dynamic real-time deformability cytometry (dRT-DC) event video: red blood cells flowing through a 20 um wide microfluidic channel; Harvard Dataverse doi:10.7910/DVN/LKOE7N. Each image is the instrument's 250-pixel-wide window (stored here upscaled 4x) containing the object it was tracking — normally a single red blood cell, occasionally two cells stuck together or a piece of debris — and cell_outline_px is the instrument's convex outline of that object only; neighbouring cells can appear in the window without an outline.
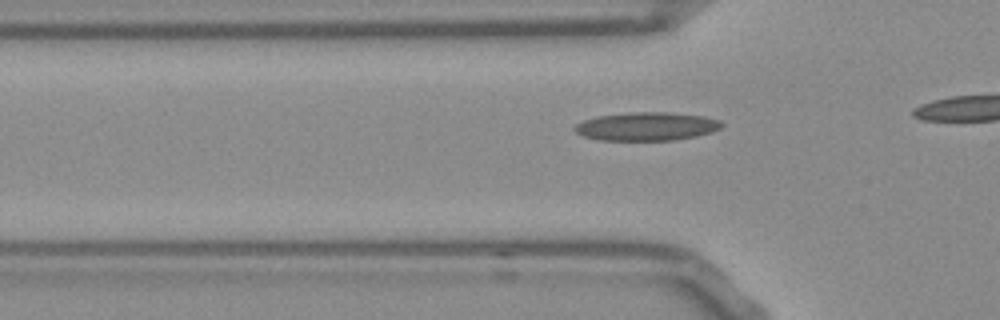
{"species": "Egyptian fruit bat (a non-hibernating species)", "species_latin": "Rousettus aegyptiacus", "temperature_condition": "room temperature", "stored_images_in_passage": 18, "camera_frame_rate_fps": 3000, "um_per_image_px": 0.085, "frame": {"image": 1, "passage_image": 12, "time_ms": 3.667, "image_size_px": [1000, 320], "cell_outline_px": [[724, 124], [720, 128], [712, 132], [696, 136], [672, 140], [600, 140], [580, 136], [572, 128], [576, 124], [584, 120], [596, 116], [628, 112], [668, 112], [704, 116], [720, 120]], "centroid_in_image_um": [54.94, 10.74], "position_along_channel_um": 70.9, "area_um2": 24.51}}
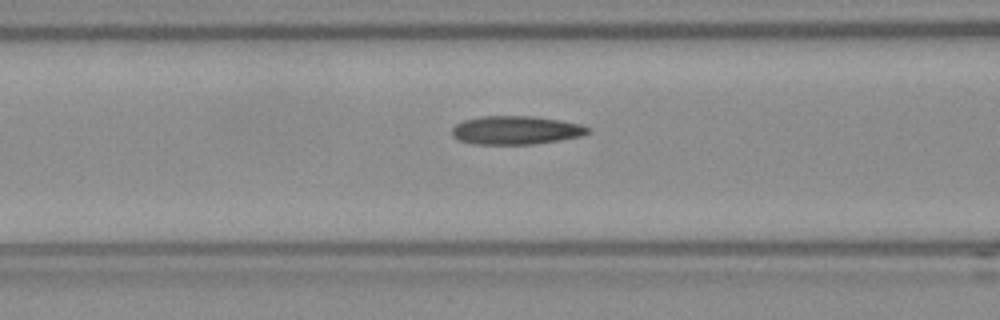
{"frame": {"image": 2, "passage_image": 16, "time_ms": 5.0, "image_size_px": [1000, 320], "cell_outline_px": [[592, 132], [580, 136], [560, 140], [532, 144], [472, 144], [460, 140], [452, 136], [452, 128], [456, 124], [464, 120], [480, 116], [536, 116], [560, 120], [580, 124], [592, 128]], "centroid_in_image_um": [43.88, 11.06], "position_along_channel_um": 122.7, "area_um2": 22.72}}